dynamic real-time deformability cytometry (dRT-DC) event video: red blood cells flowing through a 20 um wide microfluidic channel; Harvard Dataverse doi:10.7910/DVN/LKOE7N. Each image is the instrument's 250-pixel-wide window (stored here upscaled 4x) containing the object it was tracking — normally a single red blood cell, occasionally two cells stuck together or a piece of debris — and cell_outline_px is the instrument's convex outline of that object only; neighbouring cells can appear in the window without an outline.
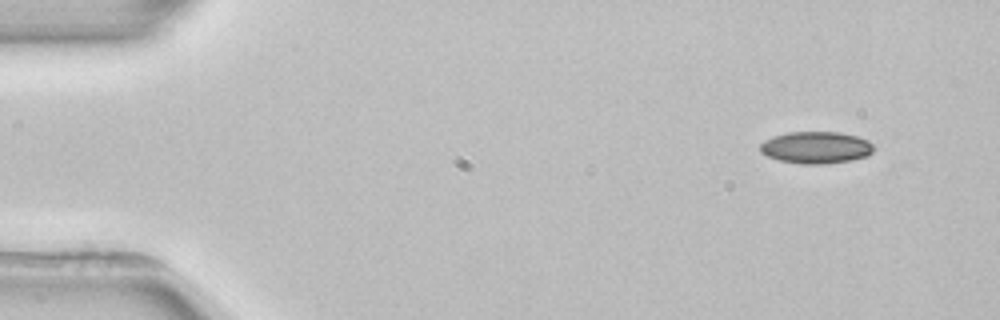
{"species": "common noctule bat (a hibernating species)", "species_latin": "Nyctalus noctula", "temperature_condition": "room temperature", "stored_images_in_passage": 4, "camera_frame_rate_fps": 3000, "um_per_image_px": 0.085, "animal": {"sex": "female", "body_mass_g": 22.7, "forearm_length_mm": 54.2}, "frame": {"image": 1, "passage_image": 1, "time_ms": 0.0, "image_size_px": [1000, 320], "cell_outline_px": [[872, 152], [868, 156], [852, 160], [824, 164], [804, 164], [780, 160], [768, 156], [760, 152], [760, 144], [764, 140], [772, 136], [788, 132], [840, 132], [856, 136], [868, 140], [872, 144]], "centroid_in_image_um": [69.35, 12.53], "position_along_channel_um": 15.6, "area_um2": 21.15}}
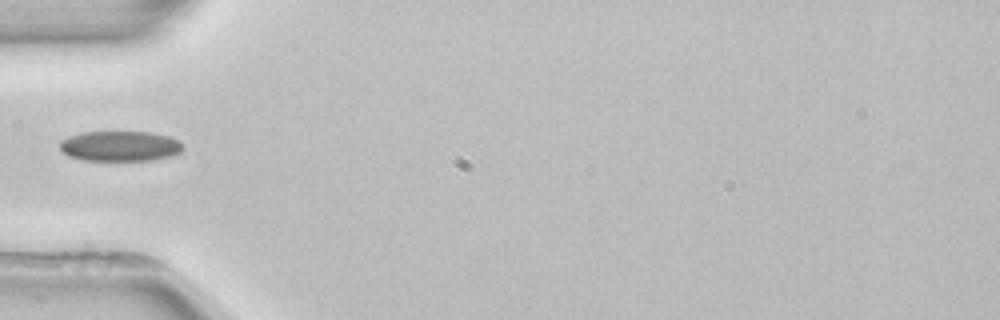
{"frame": {"image": 2, "passage_image": 4, "time_ms": 4.333, "image_size_px": [1000, 320], "cell_outline_px": [[184, 148], [180, 152], [172, 156], [152, 160], [84, 160], [68, 156], [60, 148], [60, 140], [68, 136], [84, 132], [152, 132], [168, 136], [180, 140], [184, 144]], "centroid_in_image_um": [10.24, 12.41], "position_along_channel_um": 74.8, "area_um2": 21.85}}